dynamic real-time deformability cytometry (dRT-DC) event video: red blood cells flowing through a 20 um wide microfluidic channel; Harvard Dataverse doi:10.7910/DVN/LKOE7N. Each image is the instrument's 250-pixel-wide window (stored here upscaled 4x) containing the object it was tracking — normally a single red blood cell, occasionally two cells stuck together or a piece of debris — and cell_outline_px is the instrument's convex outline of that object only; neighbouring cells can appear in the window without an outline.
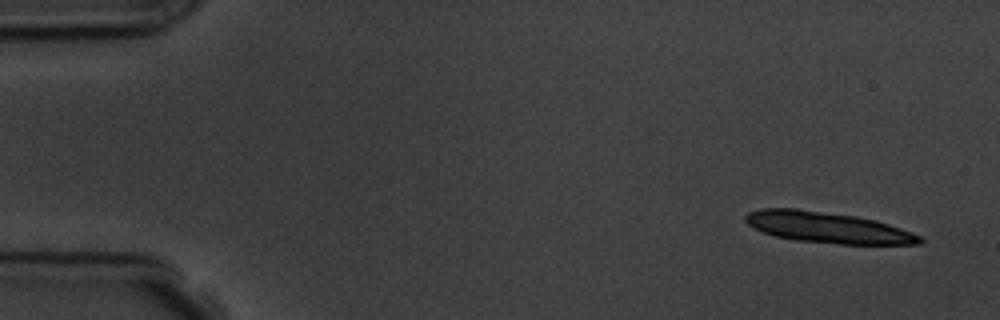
{"species": "common noctule bat (a hibernating species)", "species_latin": "Nyctalus noctula", "temperature_condition": "room temperature", "stored_images_in_passage": 4, "camera_frame_rate_fps": 3000, "um_per_image_px": 0.085, "animal": {"sex": "male", "body_mass_g": 19.5, "forearm_length_mm": 54.6}, "frame": {"image": 1, "passage_image": 1, "time_ms": 0.0, "image_size_px": [1000, 320], "cell_outline_px": [[924, 240], [920, 244], [840, 244], [796, 240], [776, 236], [764, 232], [748, 224], [744, 220], [744, 216], [748, 212], [760, 208], [796, 208], [856, 216], [876, 220], [912, 232], [920, 236]], "centroid_in_image_um": [70.34, 19.33], "position_along_channel_um": 14.7, "area_um2": 31.33}}